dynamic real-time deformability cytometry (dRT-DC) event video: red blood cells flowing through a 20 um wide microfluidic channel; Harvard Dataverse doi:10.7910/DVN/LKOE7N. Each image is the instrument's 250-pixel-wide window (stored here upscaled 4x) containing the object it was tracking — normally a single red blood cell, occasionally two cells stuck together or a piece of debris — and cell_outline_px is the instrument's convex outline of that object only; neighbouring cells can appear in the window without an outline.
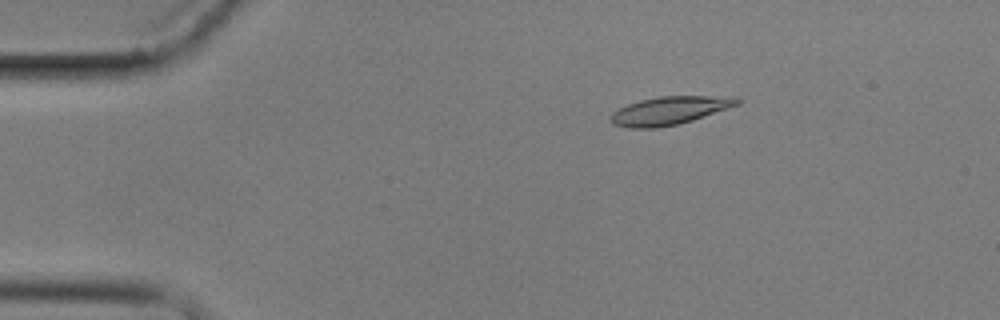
{"species": "common noctule bat (a hibernating species)", "species_latin": "Nyctalus noctula", "temperature_condition": "cold", "stored_images_in_passage": 4, "camera_frame_rate_fps": 3000, "um_per_image_px": 0.085, "animal": {"sex": "male", "body_mass_g": 17.9}, "frame": {"image": 1, "passage_image": 2, "time_ms": 2.0, "image_size_px": [1000, 320], "cell_outline_px": [[744, 100], [740, 104], [692, 120], [676, 124], [656, 128], [628, 128], [612, 124], [608, 120], [608, 116], [612, 112], [628, 104], [640, 100], [660, 96], [732, 96]], "centroid_in_image_um": [56.89, 9.39], "position_along_channel_um": 28.1, "area_um2": 20.87}}